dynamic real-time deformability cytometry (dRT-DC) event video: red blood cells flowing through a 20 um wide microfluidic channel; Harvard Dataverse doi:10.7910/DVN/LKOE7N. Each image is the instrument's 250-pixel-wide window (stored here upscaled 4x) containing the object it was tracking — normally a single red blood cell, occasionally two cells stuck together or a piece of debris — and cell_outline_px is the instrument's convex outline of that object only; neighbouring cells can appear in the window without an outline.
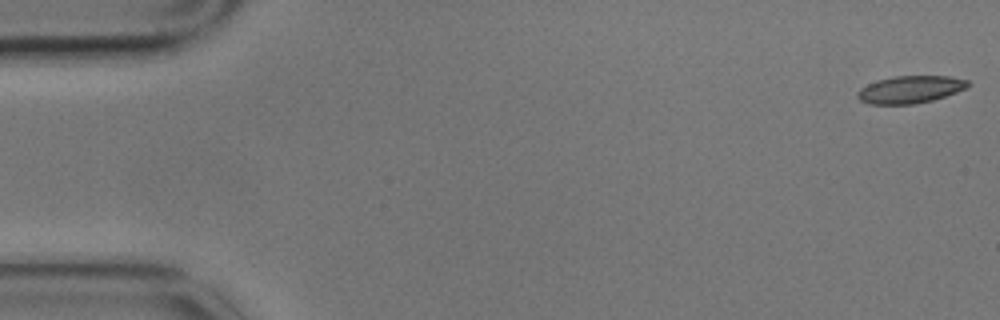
{"species": "common noctule bat (a hibernating species)", "species_latin": "Nyctalus noctula", "temperature_condition": "cold", "stored_images_in_passage": 22, "camera_frame_rate_fps": 3000, "um_per_image_px": 0.085, "animal": {"sex": "male", "body_mass_g": 17.9}, "frame": {"image": 1, "passage_image": 1, "time_ms": 0.0, "image_size_px": [1000, 320], "cell_outline_px": [[972, 84], [968, 88], [932, 100], [912, 104], [868, 104], [860, 100], [856, 96], [860, 88], [876, 80], [892, 76], [952, 76], [968, 80]], "centroid_in_image_um": [77.39, 7.59], "position_along_channel_um": 7.6, "area_um2": 17.74}}